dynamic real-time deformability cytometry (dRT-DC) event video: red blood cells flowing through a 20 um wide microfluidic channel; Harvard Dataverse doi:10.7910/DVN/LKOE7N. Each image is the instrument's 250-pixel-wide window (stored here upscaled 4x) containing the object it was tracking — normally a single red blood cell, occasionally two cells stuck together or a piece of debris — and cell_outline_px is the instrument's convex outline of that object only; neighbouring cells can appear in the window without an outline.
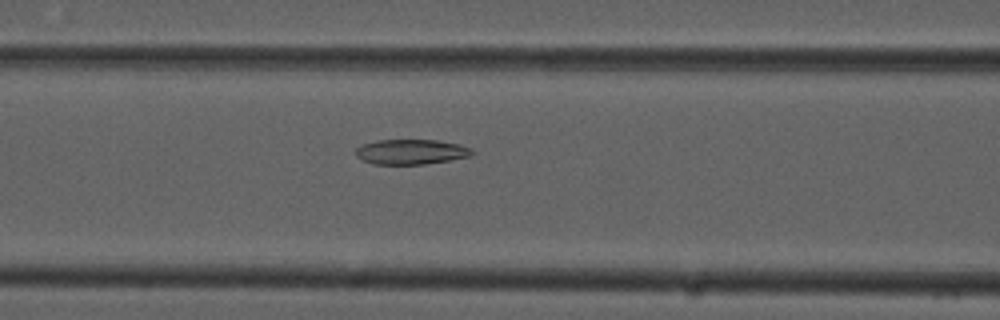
{"species": "common noctule bat (a hibernating species)", "species_latin": "Nyctalus noctula", "temperature_condition": "cold", "stored_images_in_passage": 48, "camera_frame_rate_fps": 3000, "um_per_image_px": 0.085, "animal": {"sex": "male", "forearm_length_mm": 52.5}, "frame": {"image": 1, "passage_image": 16, "time_ms": 5.0, "image_size_px": [1000, 320], "cell_outline_px": [[476, 152], [472, 156], [424, 164], [372, 164], [356, 156], [356, 148], [364, 144], [376, 140], [436, 140], [460, 144]], "centroid_in_image_um": [34.95, 12.9], "position_along_channel_um": 131.6, "area_um2": 16.88}}
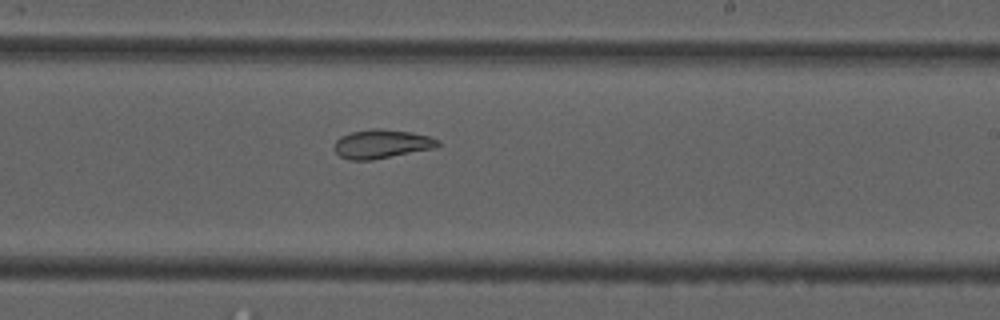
{"frame": {"image": 2, "passage_image": 26, "time_ms": 8.333, "image_size_px": [1000, 320], "cell_outline_px": [[440, 148], [372, 160], [348, 160], [340, 156], [336, 152], [336, 140], [340, 136], [352, 132], [372, 128], [380, 128], [412, 132], [428, 136], [440, 140]], "centroid_in_image_um": [32.52, 12.24], "position_along_channel_um": 256.5, "area_um2": 17.69}}
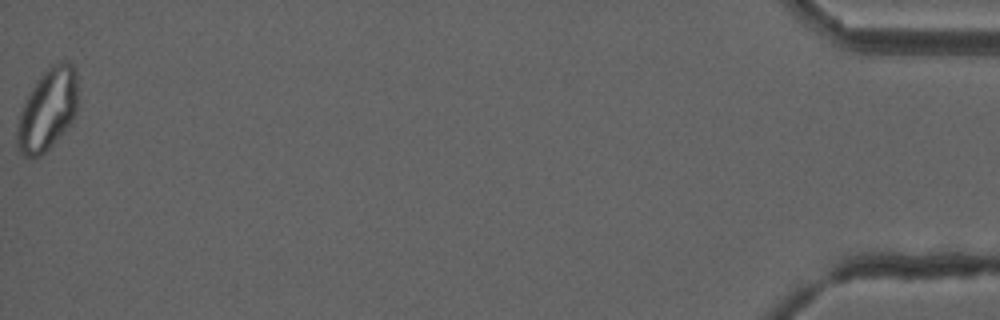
{"frame": {"image": 3, "passage_image": 48, "time_ms": 15.667, "image_size_px": [1000, 320], "cell_outline_px": [[76, 112], [68, 128], [40, 156], [24, 156], [16, 148], [16, 132], [20, 112], [32, 88], [40, 76], [48, 68], [60, 60], [68, 60], [76, 68]], "centroid_in_image_um": [4.04, 9.31], "position_along_channel_um": 431.2, "area_um2": 28.67}, "authors_computed_cell_mechanics": {"area_um2": 20.4323, "velocity_mm_per_s": 3.7625, "shape_relaxation_time_tau1_ms": 9.9904, "shape_relaxation_time_tau2_ms": 2.4427, "deformation_change_tau1": 0.2049, "deformation_change_tau2": 0.0716}}